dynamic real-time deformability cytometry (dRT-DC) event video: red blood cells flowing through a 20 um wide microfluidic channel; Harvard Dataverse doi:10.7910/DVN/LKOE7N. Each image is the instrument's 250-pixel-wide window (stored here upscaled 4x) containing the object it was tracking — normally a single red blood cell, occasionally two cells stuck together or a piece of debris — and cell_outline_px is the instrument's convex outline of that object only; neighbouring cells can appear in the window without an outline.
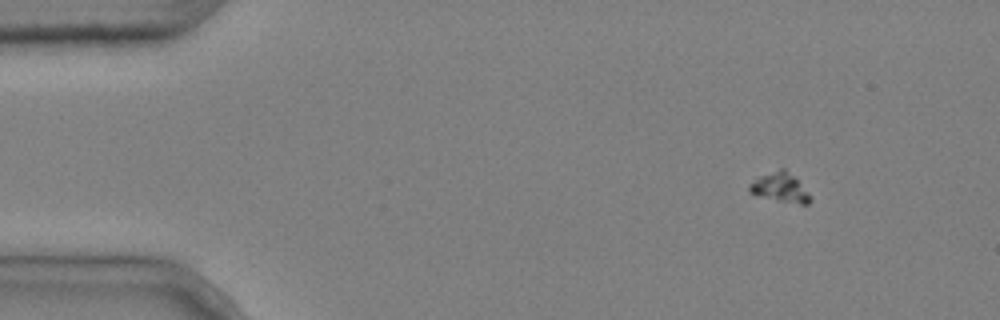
{"species": "common noctule bat (a hibernating species)", "species_latin": "Nyctalus noctula", "temperature_condition": "cold", "stored_images_in_passage": 5, "camera_frame_rate_fps": 3000, "um_per_image_px": 0.085, "animal": {"sex": "male", "body_mass_g": 20.4}, "frame": {"image": 1, "passage_image": 2, "time_ms": 0.333, "image_size_px": [1000, 320], "cell_outline_px": [[812, 200], [808, 204], [800, 204], [780, 200], [748, 192], [748, 184], [760, 176], [780, 168], [784, 168], [812, 196]], "centroid_in_image_um": [66.32, 15.93], "position_along_channel_um": 18.7, "area_um2": 10.0}}